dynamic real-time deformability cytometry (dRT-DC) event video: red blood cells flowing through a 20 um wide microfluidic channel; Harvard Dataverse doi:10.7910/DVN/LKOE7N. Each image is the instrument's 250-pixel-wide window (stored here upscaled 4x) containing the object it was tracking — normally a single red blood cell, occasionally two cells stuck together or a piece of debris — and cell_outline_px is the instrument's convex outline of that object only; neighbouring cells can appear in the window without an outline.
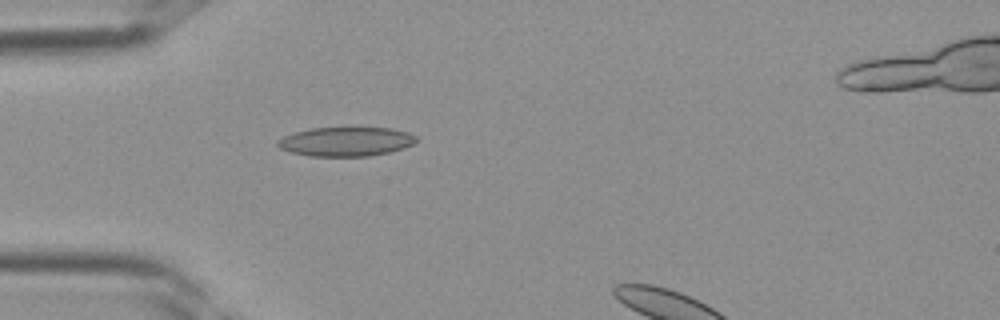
{"species": "Egyptian fruit bat (a non-hibernating species)", "species_latin": "Rousettus aegyptiacus", "temperature_condition": "room temperature", "stored_images_in_passage": 30, "camera_frame_rate_fps": 3000, "um_per_image_px": 0.085, "frame": {"image": 1, "passage_image": 6, "time_ms": 1.667, "image_size_px": [1000, 320], "cell_outline_px": [[416, 140], [412, 144], [404, 148], [392, 152], [368, 156], [308, 156], [292, 152], [280, 148], [276, 144], [276, 140], [284, 136], [296, 132], [312, 128], [348, 124], [356, 124], [392, 128], [408, 132], [416, 136]], "centroid_in_image_um": [29.44, 11.97], "position_along_channel_um": 55.6, "area_um2": 24.8}}
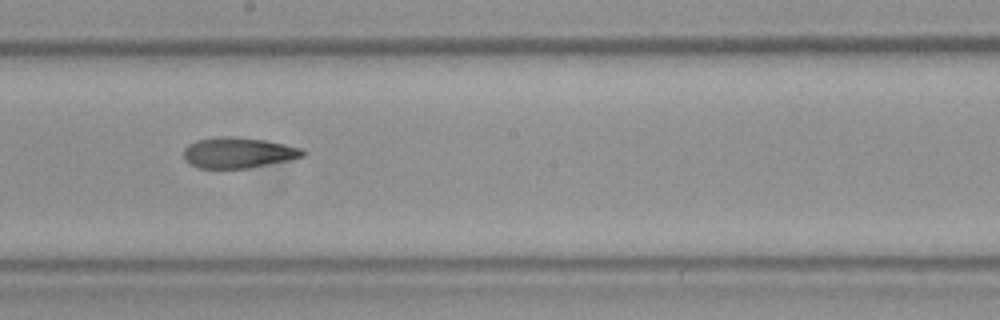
{"frame": {"image": 2, "passage_image": 16, "time_ms": 5.0, "image_size_px": [1000, 320], "cell_outline_px": [[308, 152], [304, 156], [288, 160], [248, 168], [200, 168], [184, 160], [184, 148], [188, 144], [196, 140], [220, 136], [236, 136], [264, 140], [304, 148]], "centroid_in_image_um": [20.27, 12.97], "position_along_channel_um": 227.9, "area_um2": 21.39}}
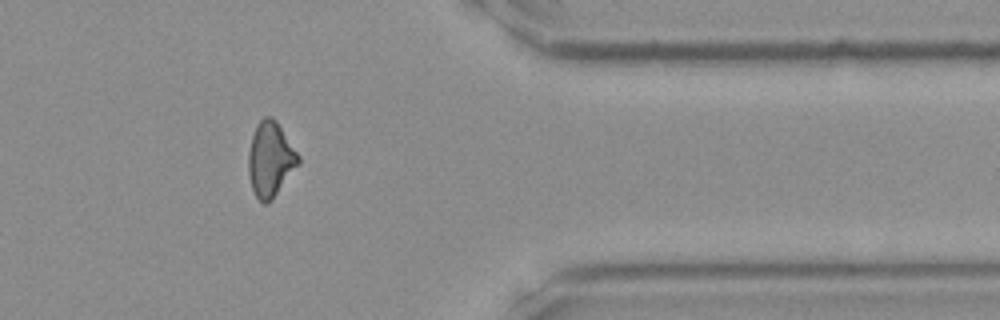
{"frame": {"image": 3, "passage_image": 26, "time_ms": 8.333, "image_size_px": [1000, 320], "cell_outline_px": [[300, 164], [272, 200], [264, 204], [256, 196], [252, 188], [248, 172], [248, 152], [252, 136], [256, 124], [264, 116], [272, 116], [276, 120], [300, 156]], "centroid_in_image_um": [22.99, 13.53], "position_along_channel_um": 388.4, "area_um2": 21.91}}